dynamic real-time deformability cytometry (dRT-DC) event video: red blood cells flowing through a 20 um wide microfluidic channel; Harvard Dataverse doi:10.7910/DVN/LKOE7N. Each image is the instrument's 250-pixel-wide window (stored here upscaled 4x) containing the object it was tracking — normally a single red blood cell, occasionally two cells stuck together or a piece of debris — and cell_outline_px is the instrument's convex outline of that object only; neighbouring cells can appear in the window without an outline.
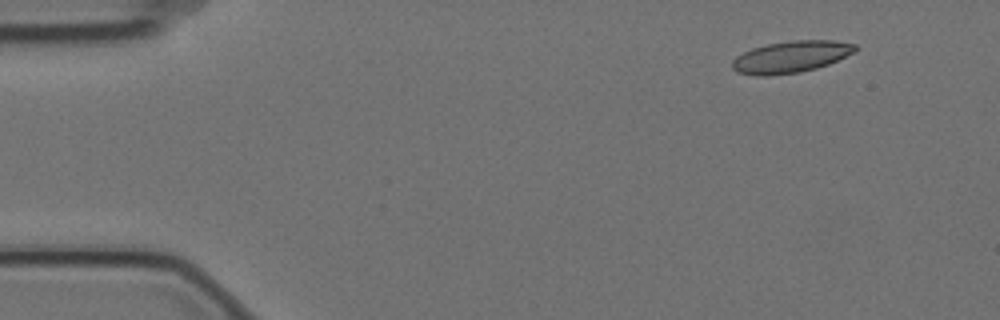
{"species": "Egyptian fruit bat (a non-hibernating species)", "species_latin": "Rousettus aegyptiacus", "temperature_condition": "cold", "stored_images_in_passage": 4, "camera_frame_rate_fps": 3000, "um_per_image_px": 0.085, "animal": {"sex": "female"}, "frame": {"image": 1, "passage_image": 1, "time_ms": 0.0, "image_size_px": [1000, 320], "cell_outline_px": [[856, 48], [852, 52], [828, 64], [816, 68], [800, 72], [768, 76], [756, 76], [736, 72], [732, 68], [732, 60], [736, 56], [752, 48], [768, 44], [792, 40], [832, 40], [856, 44]], "centroid_in_image_um": [67.16, 4.84], "position_along_channel_um": 17.8, "area_um2": 22.6}}
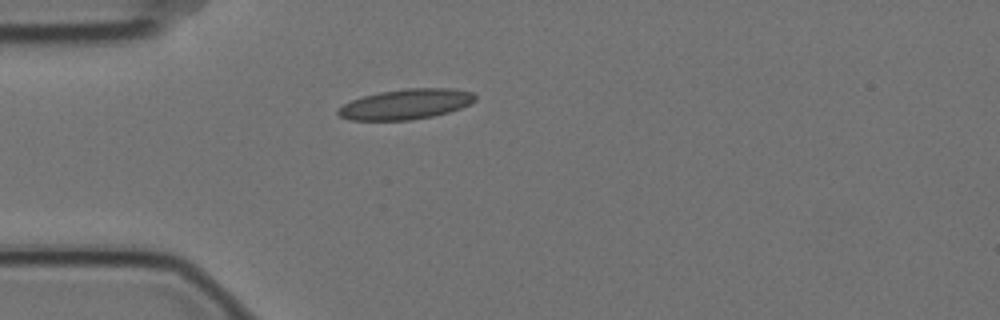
{"frame": {"image": 2, "passage_image": 4, "time_ms": 1.0, "image_size_px": [1000, 320], "cell_outline_px": [[476, 100], [460, 108], [448, 112], [432, 116], [412, 120], [348, 120], [340, 116], [336, 112], [344, 104], [352, 100], [364, 96], [380, 92], [408, 88], [452, 88], [472, 92], [476, 96]], "centroid_in_image_um": [34.51, 8.85], "position_along_channel_um": 50.5, "area_um2": 23.99}}